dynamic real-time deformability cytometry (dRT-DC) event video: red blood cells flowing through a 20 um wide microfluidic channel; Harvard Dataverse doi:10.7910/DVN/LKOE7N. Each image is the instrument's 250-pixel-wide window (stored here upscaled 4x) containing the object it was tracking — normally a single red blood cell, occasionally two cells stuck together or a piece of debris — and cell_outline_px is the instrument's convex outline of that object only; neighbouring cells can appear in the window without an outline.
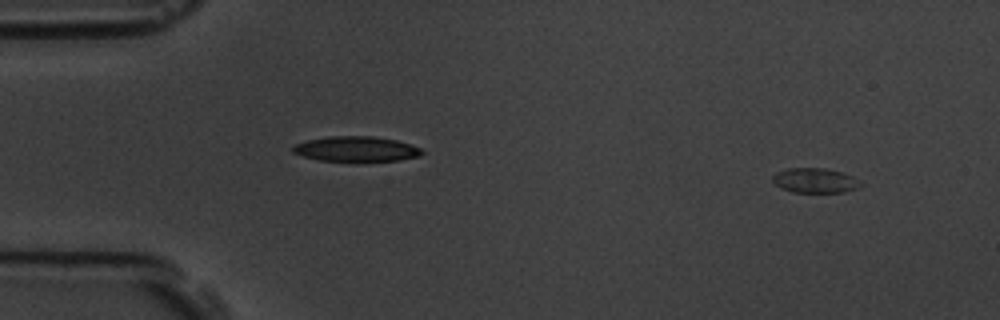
{"species": "common noctule bat (a hibernating species)", "species_latin": "Nyctalus noctula", "temperature_condition": "room temperature", "stored_images_in_passage": 4, "segment_of_instrument_passage": [2, 2], "camera_frame_rate_fps": 3000, "um_per_image_px": 0.085, "animal": {"sex": "male", "body_mass_g": 19.5, "forearm_length_mm": 54.6}, "frame": {"image": 1, "passage_image": 4, "time_ms": 4.333, "image_size_px": [1000, 320], "cell_outline_px": [[864, 184], [860, 188], [844, 192], [792, 192], [780, 188], [772, 180], [772, 176], [776, 172], [788, 168], [824, 168], [840, 172], [852, 176]], "centroid_in_image_um": [69.28, 15.35], "position_along_channel_um": 15.7, "area_um2": 12.77}}